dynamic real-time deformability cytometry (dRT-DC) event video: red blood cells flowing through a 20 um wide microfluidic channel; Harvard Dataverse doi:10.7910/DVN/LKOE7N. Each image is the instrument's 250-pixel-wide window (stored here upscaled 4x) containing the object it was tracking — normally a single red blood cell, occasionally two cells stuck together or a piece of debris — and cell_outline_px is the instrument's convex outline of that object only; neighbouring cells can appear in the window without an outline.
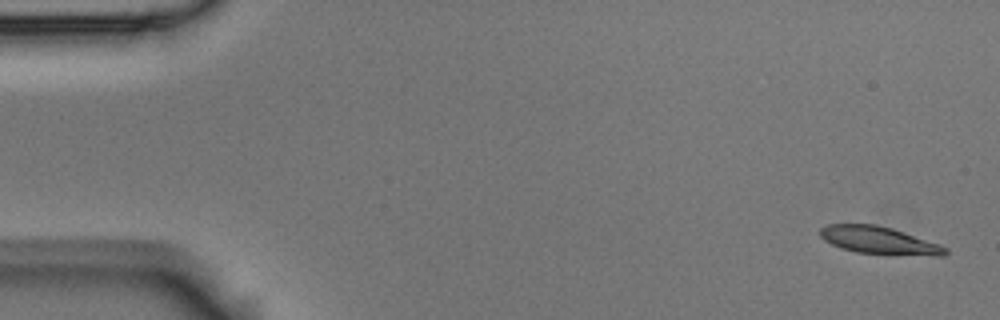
{"species": "Egyptian fruit bat (a non-hibernating species)", "species_latin": "Rousettus aegyptiacus", "temperature_condition": "room temperature", "stored_images_in_passage": 4, "camera_frame_rate_fps": 3000, "um_per_image_px": 0.085, "animal": {"sex": "male"}, "frame": {"image": 1, "passage_image": 1, "time_ms": 0.0, "image_size_px": [1000, 320], "cell_outline_px": [[948, 252], [944, 256], [936, 256], [856, 252], [840, 248], [824, 240], [820, 236], [820, 228], [828, 224], [876, 224], [892, 228], [940, 244], [948, 248]], "centroid_in_image_um": [74.73, 20.42], "position_along_channel_um": 10.3, "area_um2": 20.0}}
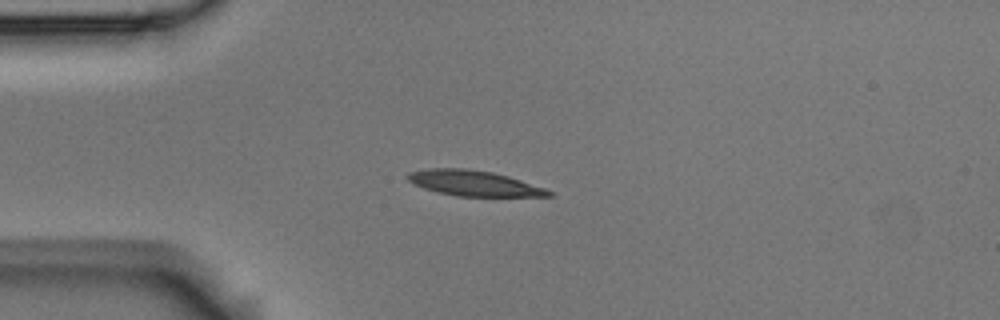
{"frame": {"image": 2, "passage_image": 4, "time_ms": 1.0, "image_size_px": [1000, 320], "cell_outline_px": [[552, 196], [456, 196], [436, 192], [424, 188], [408, 180], [404, 176], [408, 172], [428, 168], [464, 168], [492, 172], [508, 176], [544, 188], [552, 192]], "centroid_in_image_um": [40.22, 15.57], "position_along_channel_um": 44.8, "area_um2": 20.75}}